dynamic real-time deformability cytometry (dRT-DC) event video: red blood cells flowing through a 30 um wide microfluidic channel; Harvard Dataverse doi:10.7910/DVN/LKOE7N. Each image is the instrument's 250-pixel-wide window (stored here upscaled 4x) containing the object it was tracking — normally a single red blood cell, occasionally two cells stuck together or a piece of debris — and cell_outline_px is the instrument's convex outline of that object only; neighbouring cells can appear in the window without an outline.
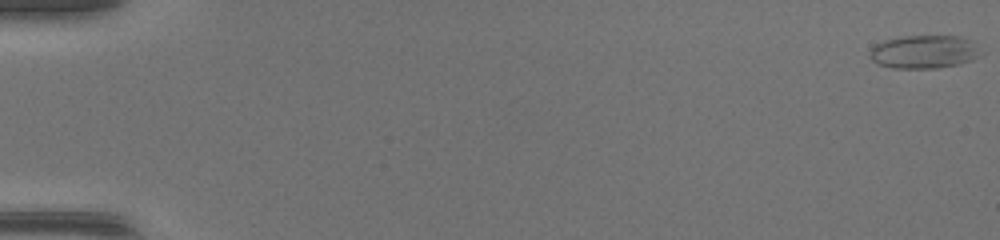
{"species": "common noctule bat (a hibernating species)", "species_latin": "Nyctalus noctula", "temperature_condition": "warm", "stored_images_in_passage": 48, "camera_frame_rate_fps": 3000, "um_per_image_px": 0.085, "animal": {"sex": "female", "body_mass_g": 17.0, "forearm_length_mm": 48.0}, "frame": {"image": 1, "passage_image": 1, "time_ms": 0.0, "image_size_px": [1000, 240], "cell_outline_px": [[980, 56], [972, 60], [960, 64], [936, 68], [892, 68], [880, 64], [872, 60], [868, 56], [872, 48], [876, 44], [884, 40], [904, 36], [956, 36], [972, 40], [980, 52]], "centroid_in_image_um": [78.55, 4.41], "position_along_channel_um": 6.5, "area_um2": 21.44}}
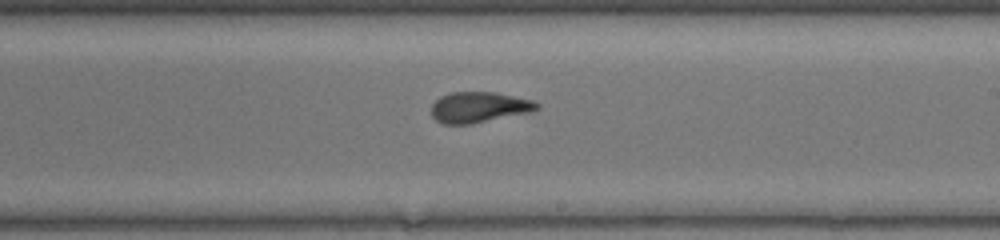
{"frame": {"image": 2, "passage_image": 30, "time_ms": 9.667, "image_size_px": [1000, 240], "cell_outline_px": [[540, 108], [532, 112], [472, 124], [444, 124], [436, 120], [432, 116], [432, 104], [440, 96], [452, 92], [496, 92], [532, 100], [540, 104]], "centroid_in_image_um": [40.74, 9.12], "position_along_channel_um": 248.3, "area_um2": 19.02}}
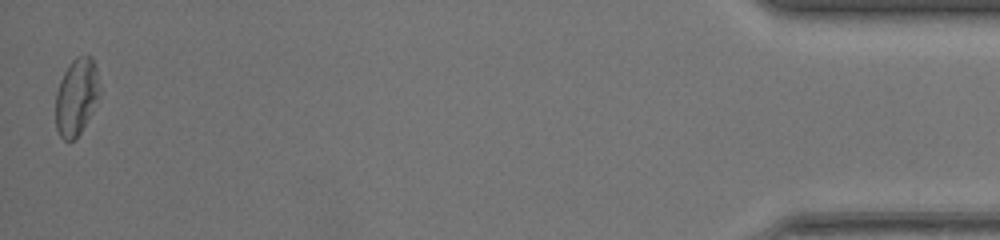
{"frame": {"image": 3, "passage_image": 48, "time_ms": 15.667, "image_size_px": [1000, 240], "cell_outline_px": [[96, 96], [92, 112], [80, 132], [72, 140], [64, 140], [60, 136], [56, 128], [56, 92], [60, 80], [68, 64], [76, 56], [92, 56], [96, 68]], "centroid_in_image_um": [6.43, 8.22], "position_along_channel_um": 428.8, "area_um2": 18.96}}